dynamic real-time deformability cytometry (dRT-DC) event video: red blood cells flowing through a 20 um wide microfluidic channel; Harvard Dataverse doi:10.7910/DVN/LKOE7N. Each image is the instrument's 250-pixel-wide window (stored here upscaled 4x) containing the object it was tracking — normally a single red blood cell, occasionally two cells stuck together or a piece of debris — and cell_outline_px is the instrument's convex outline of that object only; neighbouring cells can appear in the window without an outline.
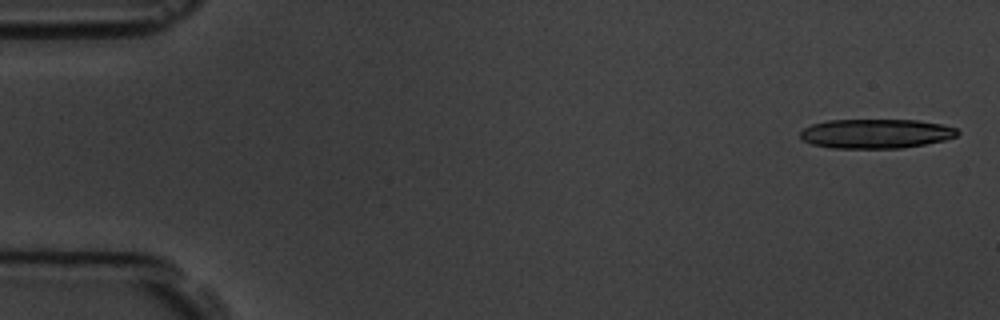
{"species": "common noctule bat (a hibernating species)", "species_latin": "Nyctalus noctula", "temperature_condition": "room temperature", "stored_images_in_passage": 5, "camera_frame_rate_fps": 3000, "um_per_image_px": 0.085, "animal": {"sex": "male", "body_mass_g": 19.5, "forearm_length_mm": 54.6}, "frame": {"image": 1, "passage_image": 1, "time_ms": 0.0, "image_size_px": [1000, 320], "cell_outline_px": [[960, 132], [956, 136], [944, 140], [924, 144], [900, 148], [832, 148], [812, 144], [804, 140], [800, 136], [800, 132], [804, 128], [812, 124], [828, 120], [916, 120], [940, 124], [956, 128]], "centroid_in_image_um": [74.44, 11.36], "position_along_channel_um": 10.6, "area_um2": 26.76}}